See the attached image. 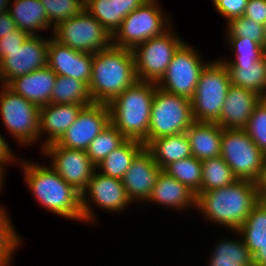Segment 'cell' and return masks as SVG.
<instances>
[{"instance_id": "6da1fadb", "label": "cell", "mask_w": 266, "mask_h": 266, "mask_svg": "<svg viewBox=\"0 0 266 266\" xmlns=\"http://www.w3.org/2000/svg\"><path fill=\"white\" fill-rule=\"evenodd\" d=\"M260 200L255 182L237 180L219 189L200 192L196 198V209L211 223L234 231L244 223Z\"/></svg>"}, {"instance_id": "7a4b0ae2", "label": "cell", "mask_w": 266, "mask_h": 266, "mask_svg": "<svg viewBox=\"0 0 266 266\" xmlns=\"http://www.w3.org/2000/svg\"><path fill=\"white\" fill-rule=\"evenodd\" d=\"M19 160L27 187L43 208L59 217L83 221L80 192L66 183L50 165Z\"/></svg>"}, {"instance_id": "3957f363", "label": "cell", "mask_w": 266, "mask_h": 266, "mask_svg": "<svg viewBox=\"0 0 266 266\" xmlns=\"http://www.w3.org/2000/svg\"><path fill=\"white\" fill-rule=\"evenodd\" d=\"M137 80L131 49L111 45L93 54L88 85L93 103L109 104Z\"/></svg>"}, {"instance_id": "277c9868", "label": "cell", "mask_w": 266, "mask_h": 266, "mask_svg": "<svg viewBox=\"0 0 266 266\" xmlns=\"http://www.w3.org/2000/svg\"><path fill=\"white\" fill-rule=\"evenodd\" d=\"M157 83L137 80L109 104L110 122L127 139L147 146L151 105Z\"/></svg>"}, {"instance_id": "5b68a950", "label": "cell", "mask_w": 266, "mask_h": 266, "mask_svg": "<svg viewBox=\"0 0 266 266\" xmlns=\"http://www.w3.org/2000/svg\"><path fill=\"white\" fill-rule=\"evenodd\" d=\"M231 85L227 67L214 60L201 71L191 99L192 114L197 122H216L220 118L226 94Z\"/></svg>"}, {"instance_id": "8992f818", "label": "cell", "mask_w": 266, "mask_h": 266, "mask_svg": "<svg viewBox=\"0 0 266 266\" xmlns=\"http://www.w3.org/2000/svg\"><path fill=\"white\" fill-rule=\"evenodd\" d=\"M194 121L190 99L156 87L151 105L147 145L154 139L185 133Z\"/></svg>"}, {"instance_id": "52a82bcc", "label": "cell", "mask_w": 266, "mask_h": 266, "mask_svg": "<svg viewBox=\"0 0 266 266\" xmlns=\"http://www.w3.org/2000/svg\"><path fill=\"white\" fill-rule=\"evenodd\" d=\"M157 0H147L127 15L112 36V45L133 50L138 44L162 35L171 26V19L161 10Z\"/></svg>"}, {"instance_id": "ba28073f", "label": "cell", "mask_w": 266, "mask_h": 266, "mask_svg": "<svg viewBox=\"0 0 266 266\" xmlns=\"http://www.w3.org/2000/svg\"><path fill=\"white\" fill-rule=\"evenodd\" d=\"M52 32L55 40L80 52L94 54L112 45L111 34L86 9L59 22Z\"/></svg>"}, {"instance_id": "9c48e42d", "label": "cell", "mask_w": 266, "mask_h": 266, "mask_svg": "<svg viewBox=\"0 0 266 266\" xmlns=\"http://www.w3.org/2000/svg\"><path fill=\"white\" fill-rule=\"evenodd\" d=\"M0 116L9 134L20 144L39 141L40 107L1 85ZM38 139V140H37Z\"/></svg>"}, {"instance_id": "30bf717a", "label": "cell", "mask_w": 266, "mask_h": 266, "mask_svg": "<svg viewBox=\"0 0 266 266\" xmlns=\"http://www.w3.org/2000/svg\"><path fill=\"white\" fill-rule=\"evenodd\" d=\"M171 27L162 35L138 44L132 51L139 81L158 83L164 76L175 52L184 43Z\"/></svg>"}, {"instance_id": "8fae6325", "label": "cell", "mask_w": 266, "mask_h": 266, "mask_svg": "<svg viewBox=\"0 0 266 266\" xmlns=\"http://www.w3.org/2000/svg\"><path fill=\"white\" fill-rule=\"evenodd\" d=\"M221 157L238 180L255 182L265 155L245 129L222 128Z\"/></svg>"}, {"instance_id": "7c38bea8", "label": "cell", "mask_w": 266, "mask_h": 266, "mask_svg": "<svg viewBox=\"0 0 266 266\" xmlns=\"http://www.w3.org/2000/svg\"><path fill=\"white\" fill-rule=\"evenodd\" d=\"M208 63L202 60L199 51L184 42L175 52L157 87L191 100L195 94L200 73Z\"/></svg>"}, {"instance_id": "4fadbf2b", "label": "cell", "mask_w": 266, "mask_h": 266, "mask_svg": "<svg viewBox=\"0 0 266 266\" xmlns=\"http://www.w3.org/2000/svg\"><path fill=\"white\" fill-rule=\"evenodd\" d=\"M90 199V200H89ZM105 211L120 212L126 210L132 201L127 196L122 180L106 176L95 171L87 188L81 193L83 221L95 222L96 216L90 202Z\"/></svg>"}, {"instance_id": "5bb4252c", "label": "cell", "mask_w": 266, "mask_h": 266, "mask_svg": "<svg viewBox=\"0 0 266 266\" xmlns=\"http://www.w3.org/2000/svg\"><path fill=\"white\" fill-rule=\"evenodd\" d=\"M41 153L51 158L50 165L60 177L78 192L82 193L88 186L96 171L86 150L64 148L56 143L41 149Z\"/></svg>"}, {"instance_id": "9a60e30c", "label": "cell", "mask_w": 266, "mask_h": 266, "mask_svg": "<svg viewBox=\"0 0 266 266\" xmlns=\"http://www.w3.org/2000/svg\"><path fill=\"white\" fill-rule=\"evenodd\" d=\"M110 123V109L105 103L84 106L74 123L56 144L71 149L87 150L90 143Z\"/></svg>"}, {"instance_id": "2e32d148", "label": "cell", "mask_w": 266, "mask_h": 266, "mask_svg": "<svg viewBox=\"0 0 266 266\" xmlns=\"http://www.w3.org/2000/svg\"><path fill=\"white\" fill-rule=\"evenodd\" d=\"M49 39L29 36L21 47L8 51L0 61V81L7 85L12 79L47 66Z\"/></svg>"}, {"instance_id": "e0dca14e", "label": "cell", "mask_w": 266, "mask_h": 266, "mask_svg": "<svg viewBox=\"0 0 266 266\" xmlns=\"http://www.w3.org/2000/svg\"><path fill=\"white\" fill-rule=\"evenodd\" d=\"M93 54L73 50L53 37L49 39L47 66L56 74L81 80L89 85Z\"/></svg>"}, {"instance_id": "ac0fdd59", "label": "cell", "mask_w": 266, "mask_h": 266, "mask_svg": "<svg viewBox=\"0 0 266 266\" xmlns=\"http://www.w3.org/2000/svg\"><path fill=\"white\" fill-rule=\"evenodd\" d=\"M161 170L146 148L134 158L122 179L127 196L133 203L148 200Z\"/></svg>"}, {"instance_id": "d6986e66", "label": "cell", "mask_w": 266, "mask_h": 266, "mask_svg": "<svg viewBox=\"0 0 266 266\" xmlns=\"http://www.w3.org/2000/svg\"><path fill=\"white\" fill-rule=\"evenodd\" d=\"M261 99L255 92L231 84L216 123L223 129H245Z\"/></svg>"}, {"instance_id": "ffe728a7", "label": "cell", "mask_w": 266, "mask_h": 266, "mask_svg": "<svg viewBox=\"0 0 266 266\" xmlns=\"http://www.w3.org/2000/svg\"><path fill=\"white\" fill-rule=\"evenodd\" d=\"M84 107L82 104H54L49 103L40 107L39 138L46 134L41 149L56 143L65 131L74 123L79 112Z\"/></svg>"}, {"instance_id": "44dd1931", "label": "cell", "mask_w": 266, "mask_h": 266, "mask_svg": "<svg viewBox=\"0 0 266 266\" xmlns=\"http://www.w3.org/2000/svg\"><path fill=\"white\" fill-rule=\"evenodd\" d=\"M56 74L48 67L12 79L6 86L14 93L42 107L50 103Z\"/></svg>"}, {"instance_id": "7402d4cb", "label": "cell", "mask_w": 266, "mask_h": 266, "mask_svg": "<svg viewBox=\"0 0 266 266\" xmlns=\"http://www.w3.org/2000/svg\"><path fill=\"white\" fill-rule=\"evenodd\" d=\"M196 198L192 190L161 170L147 202H155L179 211L191 206L196 208Z\"/></svg>"}, {"instance_id": "603a6c76", "label": "cell", "mask_w": 266, "mask_h": 266, "mask_svg": "<svg viewBox=\"0 0 266 266\" xmlns=\"http://www.w3.org/2000/svg\"><path fill=\"white\" fill-rule=\"evenodd\" d=\"M185 133L198 160L221 156L222 128L216 122L194 121Z\"/></svg>"}, {"instance_id": "cb8c5ba5", "label": "cell", "mask_w": 266, "mask_h": 266, "mask_svg": "<svg viewBox=\"0 0 266 266\" xmlns=\"http://www.w3.org/2000/svg\"><path fill=\"white\" fill-rule=\"evenodd\" d=\"M9 13L17 28L29 36H39L38 30L54 29L40 0H14Z\"/></svg>"}, {"instance_id": "d4e9b609", "label": "cell", "mask_w": 266, "mask_h": 266, "mask_svg": "<svg viewBox=\"0 0 266 266\" xmlns=\"http://www.w3.org/2000/svg\"><path fill=\"white\" fill-rule=\"evenodd\" d=\"M231 84L266 98V55L255 63H224Z\"/></svg>"}, {"instance_id": "484cf974", "label": "cell", "mask_w": 266, "mask_h": 266, "mask_svg": "<svg viewBox=\"0 0 266 266\" xmlns=\"http://www.w3.org/2000/svg\"><path fill=\"white\" fill-rule=\"evenodd\" d=\"M145 148L162 170L172 162L192 156L186 133L154 139Z\"/></svg>"}, {"instance_id": "4316f807", "label": "cell", "mask_w": 266, "mask_h": 266, "mask_svg": "<svg viewBox=\"0 0 266 266\" xmlns=\"http://www.w3.org/2000/svg\"><path fill=\"white\" fill-rule=\"evenodd\" d=\"M145 148L141 141L127 139L120 147L113 150L97 166L100 173L122 180L134 158Z\"/></svg>"}, {"instance_id": "83f0119b", "label": "cell", "mask_w": 266, "mask_h": 266, "mask_svg": "<svg viewBox=\"0 0 266 266\" xmlns=\"http://www.w3.org/2000/svg\"><path fill=\"white\" fill-rule=\"evenodd\" d=\"M241 239L219 240L212 251L209 266H253V255Z\"/></svg>"}, {"instance_id": "f1b7e54d", "label": "cell", "mask_w": 266, "mask_h": 266, "mask_svg": "<svg viewBox=\"0 0 266 266\" xmlns=\"http://www.w3.org/2000/svg\"><path fill=\"white\" fill-rule=\"evenodd\" d=\"M242 237L245 245L253 255L263 244L266 243V200H260L251 210L248 218L234 230Z\"/></svg>"}, {"instance_id": "f546056e", "label": "cell", "mask_w": 266, "mask_h": 266, "mask_svg": "<svg viewBox=\"0 0 266 266\" xmlns=\"http://www.w3.org/2000/svg\"><path fill=\"white\" fill-rule=\"evenodd\" d=\"M50 103L82 104L87 106L91 105L93 100L87 83L72 77L56 75Z\"/></svg>"}, {"instance_id": "4dcf8cb0", "label": "cell", "mask_w": 266, "mask_h": 266, "mask_svg": "<svg viewBox=\"0 0 266 266\" xmlns=\"http://www.w3.org/2000/svg\"><path fill=\"white\" fill-rule=\"evenodd\" d=\"M237 180L232 169L221 156L202 161V184L200 192L219 189L233 184Z\"/></svg>"}, {"instance_id": "1f68e13d", "label": "cell", "mask_w": 266, "mask_h": 266, "mask_svg": "<svg viewBox=\"0 0 266 266\" xmlns=\"http://www.w3.org/2000/svg\"><path fill=\"white\" fill-rule=\"evenodd\" d=\"M163 171L187 186L196 196L200 193L202 184V161L194 156L172 162Z\"/></svg>"}, {"instance_id": "d6a6232c", "label": "cell", "mask_w": 266, "mask_h": 266, "mask_svg": "<svg viewBox=\"0 0 266 266\" xmlns=\"http://www.w3.org/2000/svg\"><path fill=\"white\" fill-rule=\"evenodd\" d=\"M126 140L127 138L110 122L108 126L90 143L86 150L87 155L95 166H97Z\"/></svg>"}, {"instance_id": "836d02e7", "label": "cell", "mask_w": 266, "mask_h": 266, "mask_svg": "<svg viewBox=\"0 0 266 266\" xmlns=\"http://www.w3.org/2000/svg\"><path fill=\"white\" fill-rule=\"evenodd\" d=\"M85 9L103 25L111 36L120 28L125 18L119 14L118 0H87Z\"/></svg>"}, {"instance_id": "e575fe53", "label": "cell", "mask_w": 266, "mask_h": 266, "mask_svg": "<svg viewBox=\"0 0 266 266\" xmlns=\"http://www.w3.org/2000/svg\"><path fill=\"white\" fill-rule=\"evenodd\" d=\"M8 216L6 209L0 205V266H10L13 253L22 242Z\"/></svg>"}, {"instance_id": "d590c367", "label": "cell", "mask_w": 266, "mask_h": 266, "mask_svg": "<svg viewBox=\"0 0 266 266\" xmlns=\"http://www.w3.org/2000/svg\"><path fill=\"white\" fill-rule=\"evenodd\" d=\"M48 22L55 27L59 22L78 15L85 9L84 0H40Z\"/></svg>"}, {"instance_id": "8d00e7d4", "label": "cell", "mask_w": 266, "mask_h": 266, "mask_svg": "<svg viewBox=\"0 0 266 266\" xmlns=\"http://www.w3.org/2000/svg\"><path fill=\"white\" fill-rule=\"evenodd\" d=\"M228 44L233 50L234 59H221L222 63H255L260 61L266 54L263 46L248 38H227Z\"/></svg>"}, {"instance_id": "74e56055", "label": "cell", "mask_w": 266, "mask_h": 266, "mask_svg": "<svg viewBox=\"0 0 266 266\" xmlns=\"http://www.w3.org/2000/svg\"><path fill=\"white\" fill-rule=\"evenodd\" d=\"M226 38H248L261 46L264 44V25L244 16L235 17L226 24ZM228 28V29H227Z\"/></svg>"}, {"instance_id": "f35d334b", "label": "cell", "mask_w": 266, "mask_h": 266, "mask_svg": "<svg viewBox=\"0 0 266 266\" xmlns=\"http://www.w3.org/2000/svg\"><path fill=\"white\" fill-rule=\"evenodd\" d=\"M245 131L266 156V98L255 106Z\"/></svg>"}, {"instance_id": "ab89813d", "label": "cell", "mask_w": 266, "mask_h": 266, "mask_svg": "<svg viewBox=\"0 0 266 266\" xmlns=\"http://www.w3.org/2000/svg\"><path fill=\"white\" fill-rule=\"evenodd\" d=\"M247 2L248 0H212L213 7L227 22L243 16Z\"/></svg>"}, {"instance_id": "60d3db41", "label": "cell", "mask_w": 266, "mask_h": 266, "mask_svg": "<svg viewBox=\"0 0 266 266\" xmlns=\"http://www.w3.org/2000/svg\"><path fill=\"white\" fill-rule=\"evenodd\" d=\"M29 35L19 28H15L5 37L0 38V61L7 55L8 51H13L21 47Z\"/></svg>"}, {"instance_id": "b9f144b4", "label": "cell", "mask_w": 266, "mask_h": 266, "mask_svg": "<svg viewBox=\"0 0 266 266\" xmlns=\"http://www.w3.org/2000/svg\"><path fill=\"white\" fill-rule=\"evenodd\" d=\"M244 17L261 25L266 24V0H248Z\"/></svg>"}, {"instance_id": "7bdbcfd3", "label": "cell", "mask_w": 266, "mask_h": 266, "mask_svg": "<svg viewBox=\"0 0 266 266\" xmlns=\"http://www.w3.org/2000/svg\"><path fill=\"white\" fill-rule=\"evenodd\" d=\"M12 152L6 139L0 134V163H4L6 166L8 163L18 161L16 155Z\"/></svg>"}, {"instance_id": "ee69618b", "label": "cell", "mask_w": 266, "mask_h": 266, "mask_svg": "<svg viewBox=\"0 0 266 266\" xmlns=\"http://www.w3.org/2000/svg\"><path fill=\"white\" fill-rule=\"evenodd\" d=\"M255 187L259 198L266 200V156L264 158L260 173L255 181Z\"/></svg>"}, {"instance_id": "f6af8a7d", "label": "cell", "mask_w": 266, "mask_h": 266, "mask_svg": "<svg viewBox=\"0 0 266 266\" xmlns=\"http://www.w3.org/2000/svg\"><path fill=\"white\" fill-rule=\"evenodd\" d=\"M15 28L17 27L9 12L0 14V38L5 37Z\"/></svg>"}, {"instance_id": "bcb514c9", "label": "cell", "mask_w": 266, "mask_h": 266, "mask_svg": "<svg viewBox=\"0 0 266 266\" xmlns=\"http://www.w3.org/2000/svg\"><path fill=\"white\" fill-rule=\"evenodd\" d=\"M146 1L147 0H118L119 14H122L124 17H126Z\"/></svg>"}, {"instance_id": "7dc6e473", "label": "cell", "mask_w": 266, "mask_h": 266, "mask_svg": "<svg viewBox=\"0 0 266 266\" xmlns=\"http://www.w3.org/2000/svg\"><path fill=\"white\" fill-rule=\"evenodd\" d=\"M253 266H266V243L253 254Z\"/></svg>"}, {"instance_id": "c3c4849f", "label": "cell", "mask_w": 266, "mask_h": 266, "mask_svg": "<svg viewBox=\"0 0 266 266\" xmlns=\"http://www.w3.org/2000/svg\"><path fill=\"white\" fill-rule=\"evenodd\" d=\"M11 0H0V14L9 11V5H11Z\"/></svg>"}, {"instance_id": "681fc988", "label": "cell", "mask_w": 266, "mask_h": 266, "mask_svg": "<svg viewBox=\"0 0 266 266\" xmlns=\"http://www.w3.org/2000/svg\"><path fill=\"white\" fill-rule=\"evenodd\" d=\"M5 164L4 163H0V193H1V190H2V186H3V180H4V175H5Z\"/></svg>"}, {"instance_id": "f907efd6", "label": "cell", "mask_w": 266, "mask_h": 266, "mask_svg": "<svg viewBox=\"0 0 266 266\" xmlns=\"http://www.w3.org/2000/svg\"><path fill=\"white\" fill-rule=\"evenodd\" d=\"M264 30H265V33H264V44H263V49H264V52L266 54V24L264 25Z\"/></svg>"}]
</instances>
